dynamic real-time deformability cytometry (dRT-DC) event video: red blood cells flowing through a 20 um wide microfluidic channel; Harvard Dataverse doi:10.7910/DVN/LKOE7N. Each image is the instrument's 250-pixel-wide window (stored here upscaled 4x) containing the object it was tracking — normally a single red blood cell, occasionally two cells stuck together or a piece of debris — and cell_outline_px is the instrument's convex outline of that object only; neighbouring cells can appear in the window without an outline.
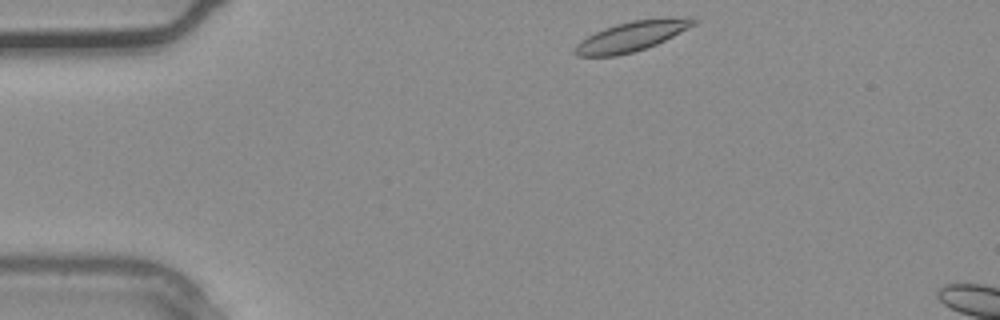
{"species": "common noctule bat (a hibernating species)", "species_latin": "Nyctalus noctula", "temperature_condition": "warm", "stored_images_in_passage": 3, "camera_frame_rate_fps": 3000, "um_per_image_px": 0.085, "animal": {"sex": "male", "body_mass_g": 20.4}, "frame": {"image": 1, "passage_image": 1, "time_ms": 0.0, "image_size_px": [1000, 320], "cell_outline_px": [[700, 20], [696, 24], [656, 44], [632, 52], [616, 56], [576, 56], [572, 52], [576, 44], [580, 40], [604, 28], [616, 24], [632, 20], [688, 16], [696, 16]], "centroid_in_image_um": [53.72, 3.06], "position_along_channel_um": 31.3, "area_um2": 20.75}}
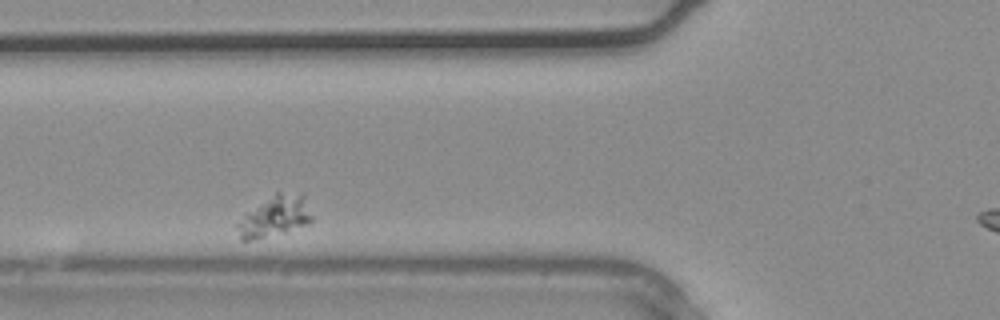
{"frame": {"image": 2, "passage_image": 3, "time_ms": 0.667, "image_size_px": [1000, 320], "cell_outline_px": [[312, 220], [308, 224], [284, 232], [252, 240], [240, 240], [236, 224], [276, 192], [280, 192], [304, 196], [312, 216]], "centroid_in_image_um": [23.39, 18.43], "position_along_channel_um": 102.4, "area_um2": 16.82}}